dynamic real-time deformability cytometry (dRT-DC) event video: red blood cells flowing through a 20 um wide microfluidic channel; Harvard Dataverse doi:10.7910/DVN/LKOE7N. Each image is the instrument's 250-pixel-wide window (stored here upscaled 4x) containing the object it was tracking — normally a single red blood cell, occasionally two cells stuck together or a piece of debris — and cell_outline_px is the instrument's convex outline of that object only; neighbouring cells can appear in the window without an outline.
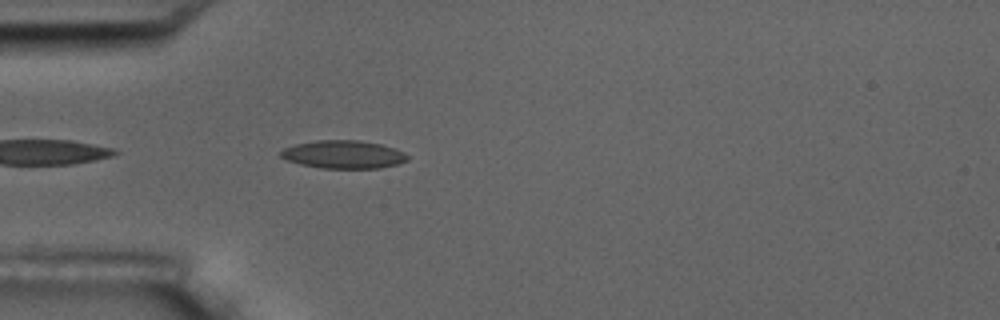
{"species": "common noctule bat (a hibernating species)", "species_latin": "Nyctalus noctula", "temperature_condition": "room temperature", "stored_images_in_passage": 4, "camera_frame_rate_fps": 3000, "um_per_image_px": 0.085, "animal": {"sex": "male", "body_mass_g": 17.5, "forearm_length_mm": 52.3}, "frame": {"image": 1, "passage_image": 4, "time_ms": 3.333, "image_size_px": [1000, 320], "cell_outline_px": [[408, 160], [396, 164], [380, 168], [320, 168], [300, 164], [288, 160], [280, 156], [280, 152], [284, 148], [296, 144], [316, 140], [356, 140], [380, 144], [404, 152], [408, 156]], "centroid_in_image_um": [29.18, 13.13], "position_along_channel_um": 55.8, "area_um2": 20.52}}